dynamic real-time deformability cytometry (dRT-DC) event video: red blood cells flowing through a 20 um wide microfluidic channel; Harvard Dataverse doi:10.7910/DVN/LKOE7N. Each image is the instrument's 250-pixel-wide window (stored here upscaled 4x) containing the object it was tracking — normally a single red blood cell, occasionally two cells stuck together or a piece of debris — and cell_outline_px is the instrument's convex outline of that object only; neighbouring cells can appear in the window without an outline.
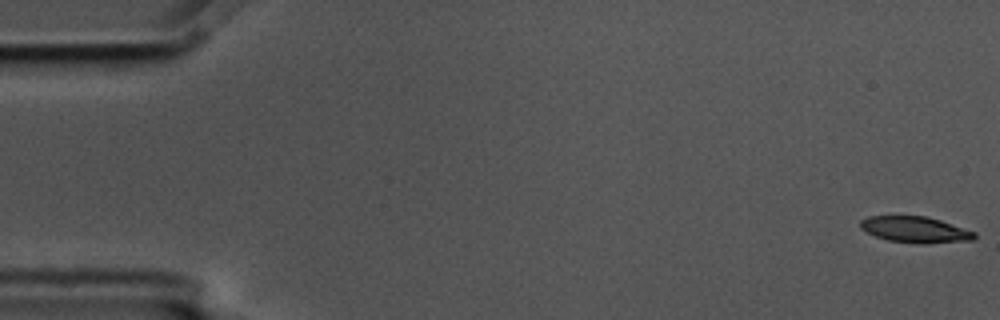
{"species": "common noctule bat (a hibernating species)", "species_latin": "Nyctalus noctula", "temperature_condition": "cold", "stored_images_in_passage": 5, "camera_frame_rate_fps": 3000, "um_per_image_px": 0.085, "animal": {"sex": "male", "body_mass_g": 17.5, "forearm_length_mm": 52.3}, "frame": {"image": 1, "passage_image": 1, "time_ms": 0.0, "image_size_px": [1000, 320], "cell_outline_px": [[976, 236], [972, 240], [924, 244], [920, 244], [888, 240], [876, 236], [860, 228], [860, 220], [868, 216], [924, 216], [940, 220], [976, 232]], "centroid_in_image_um": [77.79, 19.52], "position_along_channel_um": 7.2, "area_um2": 17.28}}
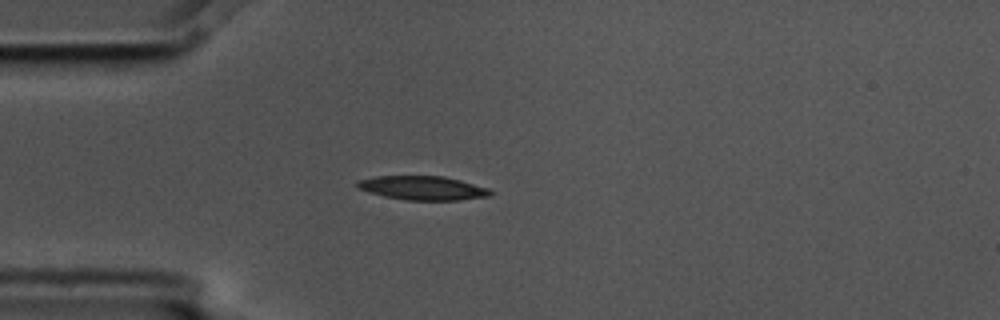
{"frame": {"image": 2, "passage_image": 5, "time_ms": 1.333, "image_size_px": [1000, 320], "cell_outline_px": [[492, 196], [460, 200], [408, 200], [384, 196], [360, 188], [356, 184], [360, 180], [376, 176], [444, 176], [460, 180], [488, 188], [492, 192]], "centroid_in_image_um": [36.01, 15.98], "position_along_channel_um": 49.0, "area_um2": 18.32}}